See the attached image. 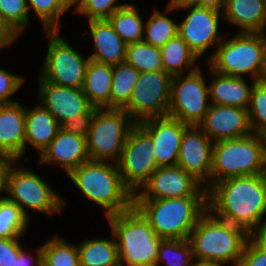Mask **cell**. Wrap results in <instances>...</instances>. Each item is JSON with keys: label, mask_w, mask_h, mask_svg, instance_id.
I'll return each mask as SVG.
<instances>
[{"label": "cell", "mask_w": 266, "mask_h": 266, "mask_svg": "<svg viewBox=\"0 0 266 266\" xmlns=\"http://www.w3.org/2000/svg\"><path fill=\"white\" fill-rule=\"evenodd\" d=\"M49 46L40 81L71 88H82L90 58H83L58 34V30L46 31Z\"/></svg>", "instance_id": "cell-12"}, {"label": "cell", "mask_w": 266, "mask_h": 266, "mask_svg": "<svg viewBox=\"0 0 266 266\" xmlns=\"http://www.w3.org/2000/svg\"><path fill=\"white\" fill-rule=\"evenodd\" d=\"M207 206L215 217L253 236L266 213V173L214 183L207 189Z\"/></svg>", "instance_id": "cell-1"}, {"label": "cell", "mask_w": 266, "mask_h": 266, "mask_svg": "<svg viewBox=\"0 0 266 266\" xmlns=\"http://www.w3.org/2000/svg\"><path fill=\"white\" fill-rule=\"evenodd\" d=\"M169 2L175 7L221 5V0H170Z\"/></svg>", "instance_id": "cell-45"}, {"label": "cell", "mask_w": 266, "mask_h": 266, "mask_svg": "<svg viewBox=\"0 0 266 266\" xmlns=\"http://www.w3.org/2000/svg\"><path fill=\"white\" fill-rule=\"evenodd\" d=\"M28 253H25L24 250L22 249L18 256L17 259H15V262L13 263V266H32L31 264V259L29 260L30 257H28L27 255ZM37 258L35 259L36 261V266H40V264L42 263V249L41 246L39 248H37ZM30 263V264H29Z\"/></svg>", "instance_id": "cell-46"}, {"label": "cell", "mask_w": 266, "mask_h": 266, "mask_svg": "<svg viewBox=\"0 0 266 266\" xmlns=\"http://www.w3.org/2000/svg\"><path fill=\"white\" fill-rule=\"evenodd\" d=\"M133 206L163 239H188L199 218L208 210L207 197L134 199Z\"/></svg>", "instance_id": "cell-2"}, {"label": "cell", "mask_w": 266, "mask_h": 266, "mask_svg": "<svg viewBox=\"0 0 266 266\" xmlns=\"http://www.w3.org/2000/svg\"><path fill=\"white\" fill-rule=\"evenodd\" d=\"M179 8L191 9L185 19L178 24V35L197 57H200L211 45H218L222 41L218 35L221 5L175 7L168 2L166 12Z\"/></svg>", "instance_id": "cell-14"}, {"label": "cell", "mask_w": 266, "mask_h": 266, "mask_svg": "<svg viewBox=\"0 0 266 266\" xmlns=\"http://www.w3.org/2000/svg\"><path fill=\"white\" fill-rule=\"evenodd\" d=\"M68 176L86 198L104 207L106 217L133 207L134 195L124 185L117 163L90 160Z\"/></svg>", "instance_id": "cell-3"}, {"label": "cell", "mask_w": 266, "mask_h": 266, "mask_svg": "<svg viewBox=\"0 0 266 266\" xmlns=\"http://www.w3.org/2000/svg\"><path fill=\"white\" fill-rule=\"evenodd\" d=\"M250 237L243 228L221 220L207 210L197 221L188 241L195 259L231 261L239 266L244 245Z\"/></svg>", "instance_id": "cell-4"}, {"label": "cell", "mask_w": 266, "mask_h": 266, "mask_svg": "<svg viewBox=\"0 0 266 266\" xmlns=\"http://www.w3.org/2000/svg\"><path fill=\"white\" fill-rule=\"evenodd\" d=\"M239 266H266V248L253 236L244 245Z\"/></svg>", "instance_id": "cell-40"}, {"label": "cell", "mask_w": 266, "mask_h": 266, "mask_svg": "<svg viewBox=\"0 0 266 266\" xmlns=\"http://www.w3.org/2000/svg\"><path fill=\"white\" fill-rule=\"evenodd\" d=\"M39 84L41 105L55 117L60 125L88 112L93 107L82 88L63 87L47 81H39Z\"/></svg>", "instance_id": "cell-19"}, {"label": "cell", "mask_w": 266, "mask_h": 266, "mask_svg": "<svg viewBox=\"0 0 266 266\" xmlns=\"http://www.w3.org/2000/svg\"><path fill=\"white\" fill-rule=\"evenodd\" d=\"M160 50L163 70L172 77L182 75L185 67H195L194 62L198 57L178 34L167 41Z\"/></svg>", "instance_id": "cell-28"}, {"label": "cell", "mask_w": 266, "mask_h": 266, "mask_svg": "<svg viewBox=\"0 0 266 266\" xmlns=\"http://www.w3.org/2000/svg\"><path fill=\"white\" fill-rule=\"evenodd\" d=\"M89 30L95 47V52L89 56L90 60L111 66L125 62L127 44L108 19L90 20Z\"/></svg>", "instance_id": "cell-22"}, {"label": "cell", "mask_w": 266, "mask_h": 266, "mask_svg": "<svg viewBox=\"0 0 266 266\" xmlns=\"http://www.w3.org/2000/svg\"><path fill=\"white\" fill-rule=\"evenodd\" d=\"M21 209L7 198L0 201V238H20L28 228V220Z\"/></svg>", "instance_id": "cell-33"}, {"label": "cell", "mask_w": 266, "mask_h": 266, "mask_svg": "<svg viewBox=\"0 0 266 266\" xmlns=\"http://www.w3.org/2000/svg\"><path fill=\"white\" fill-rule=\"evenodd\" d=\"M26 108L18 102L0 105V157L17 161L25 152Z\"/></svg>", "instance_id": "cell-20"}, {"label": "cell", "mask_w": 266, "mask_h": 266, "mask_svg": "<svg viewBox=\"0 0 266 266\" xmlns=\"http://www.w3.org/2000/svg\"><path fill=\"white\" fill-rule=\"evenodd\" d=\"M88 161L90 158L86 137L66 132L61 128L40 157V164L56 162L67 175Z\"/></svg>", "instance_id": "cell-21"}, {"label": "cell", "mask_w": 266, "mask_h": 266, "mask_svg": "<svg viewBox=\"0 0 266 266\" xmlns=\"http://www.w3.org/2000/svg\"><path fill=\"white\" fill-rule=\"evenodd\" d=\"M259 81L266 82V50H265V56H264V66H263V70L259 78Z\"/></svg>", "instance_id": "cell-51"}, {"label": "cell", "mask_w": 266, "mask_h": 266, "mask_svg": "<svg viewBox=\"0 0 266 266\" xmlns=\"http://www.w3.org/2000/svg\"><path fill=\"white\" fill-rule=\"evenodd\" d=\"M200 68H191L186 77L173 76L167 116L182 123L198 126L210 107L209 87L206 86Z\"/></svg>", "instance_id": "cell-10"}, {"label": "cell", "mask_w": 266, "mask_h": 266, "mask_svg": "<svg viewBox=\"0 0 266 266\" xmlns=\"http://www.w3.org/2000/svg\"><path fill=\"white\" fill-rule=\"evenodd\" d=\"M145 38L143 41L161 48L167 41L178 34V24L169 17L155 10L144 26Z\"/></svg>", "instance_id": "cell-35"}, {"label": "cell", "mask_w": 266, "mask_h": 266, "mask_svg": "<svg viewBox=\"0 0 266 266\" xmlns=\"http://www.w3.org/2000/svg\"><path fill=\"white\" fill-rule=\"evenodd\" d=\"M9 170V159L0 160V194L2 190L6 191L7 188V176ZM6 197L0 196V201L4 200Z\"/></svg>", "instance_id": "cell-47"}, {"label": "cell", "mask_w": 266, "mask_h": 266, "mask_svg": "<svg viewBox=\"0 0 266 266\" xmlns=\"http://www.w3.org/2000/svg\"><path fill=\"white\" fill-rule=\"evenodd\" d=\"M14 162L16 161L9 160L6 188L12 197L6 198L15 203L27 218L25 207L44 214L60 213L64 200L36 173L25 168H15L12 165Z\"/></svg>", "instance_id": "cell-9"}, {"label": "cell", "mask_w": 266, "mask_h": 266, "mask_svg": "<svg viewBox=\"0 0 266 266\" xmlns=\"http://www.w3.org/2000/svg\"><path fill=\"white\" fill-rule=\"evenodd\" d=\"M42 263L46 266H80L77 246L55 237L42 246Z\"/></svg>", "instance_id": "cell-32"}, {"label": "cell", "mask_w": 266, "mask_h": 266, "mask_svg": "<svg viewBox=\"0 0 266 266\" xmlns=\"http://www.w3.org/2000/svg\"><path fill=\"white\" fill-rule=\"evenodd\" d=\"M151 136L136 123L129 131L123 152L117 162L124 185L134 194L158 169Z\"/></svg>", "instance_id": "cell-11"}, {"label": "cell", "mask_w": 266, "mask_h": 266, "mask_svg": "<svg viewBox=\"0 0 266 266\" xmlns=\"http://www.w3.org/2000/svg\"><path fill=\"white\" fill-rule=\"evenodd\" d=\"M46 31L59 30L60 16L66 11L59 0H27Z\"/></svg>", "instance_id": "cell-37"}, {"label": "cell", "mask_w": 266, "mask_h": 266, "mask_svg": "<svg viewBox=\"0 0 266 266\" xmlns=\"http://www.w3.org/2000/svg\"><path fill=\"white\" fill-rule=\"evenodd\" d=\"M21 250L18 238H0V266H13Z\"/></svg>", "instance_id": "cell-43"}, {"label": "cell", "mask_w": 266, "mask_h": 266, "mask_svg": "<svg viewBox=\"0 0 266 266\" xmlns=\"http://www.w3.org/2000/svg\"><path fill=\"white\" fill-rule=\"evenodd\" d=\"M83 1L84 0H59L61 6L65 10H68L71 6H73L76 3L77 8H76V11H74V12H78L81 9V7L83 5Z\"/></svg>", "instance_id": "cell-49"}, {"label": "cell", "mask_w": 266, "mask_h": 266, "mask_svg": "<svg viewBox=\"0 0 266 266\" xmlns=\"http://www.w3.org/2000/svg\"><path fill=\"white\" fill-rule=\"evenodd\" d=\"M23 81V77L11 74L5 69H0V105L16 102L9 99V97L20 88Z\"/></svg>", "instance_id": "cell-42"}, {"label": "cell", "mask_w": 266, "mask_h": 266, "mask_svg": "<svg viewBox=\"0 0 266 266\" xmlns=\"http://www.w3.org/2000/svg\"><path fill=\"white\" fill-rule=\"evenodd\" d=\"M172 76L164 70L140 73L128 104L123 108L135 123L167 116Z\"/></svg>", "instance_id": "cell-13"}, {"label": "cell", "mask_w": 266, "mask_h": 266, "mask_svg": "<svg viewBox=\"0 0 266 266\" xmlns=\"http://www.w3.org/2000/svg\"><path fill=\"white\" fill-rule=\"evenodd\" d=\"M194 257L188 239H162L156 266L163 261L167 266H193ZM192 260V261H191Z\"/></svg>", "instance_id": "cell-34"}, {"label": "cell", "mask_w": 266, "mask_h": 266, "mask_svg": "<svg viewBox=\"0 0 266 266\" xmlns=\"http://www.w3.org/2000/svg\"><path fill=\"white\" fill-rule=\"evenodd\" d=\"M198 126L213 142L253 134L247 109L239 107L210 104Z\"/></svg>", "instance_id": "cell-18"}, {"label": "cell", "mask_w": 266, "mask_h": 266, "mask_svg": "<svg viewBox=\"0 0 266 266\" xmlns=\"http://www.w3.org/2000/svg\"><path fill=\"white\" fill-rule=\"evenodd\" d=\"M96 108L92 107L88 112L75 116L69 121H65L60 125L61 129L80 135L87 138L88 133L90 132L93 119L95 117Z\"/></svg>", "instance_id": "cell-41"}, {"label": "cell", "mask_w": 266, "mask_h": 266, "mask_svg": "<svg viewBox=\"0 0 266 266\" xmlns=\"http://www.w3.org/2000/svg\"><path fill=\"white\" fill-rule=\"evenodd\" d=\"M152 138L158 167L175 166L178 162L181 138L189 126L169 116L149 118L138 123Z\"/></svg>", "instance_id": "cell-17"}, {"label": "cell", "mask_w": 266, "mask_h": 266, "mask_svg": "<svg viewBox=\"0 0 266 266\" xmlns=\"http://www.w3.org/2000/svg\"><path fill=\"white\" fill-rule=\"evenodd\" d=\"M59 122L42 105L29 110L25 118L26 142L37 148L40 154L48 147L60 129Z\"/></svg>", "instance_id": "cell-25"}, {"label": "cell", "mask_w": 266, "mask_h": 266, "mask_svg": "<svg viewBox=\"0 0 266 266\" xmlns=\"http://www.w3.org/2000/svg\"><path fill=\"white\" fill-rule=\"evenodd\" d=\"M20 33L0 15V48L14 42Z\"/></svg>", "instance_id": "cell-44"}, {"label": "cell", "mask_w": 266, "mask_h": 266, "mask_svg": "<svg viewBox=\"0 0 266 266\" xmlns=\"http://www.w3.org/2000/svg\"><path fill=\"white\" fill-rule=\"evenodd\" d=\"M125 62L140 73L163 70L160 48L144 41L127 45Z\"/></svg>", "instance_id": "cell-31"}, {"label": "cell", "mask_w": 266, "mask_h": 266, "mask_svg": "<svg viewBox=\"0 0 266 266\" xmlns=\"http://www.w3.org/2000/svg\"><path fill=\"white\" fill-rule=\"evenodd\" d=\"M247 111L252 132L266 136V82L254 84Z\"/></svg>", "instance_id": "cell-36"}, {"label": "cell", "mask_w": 266, "mask_h": 266, "mask_svg": "<svg viewBox=\"0 0 266 266\" xmlns=\"http://www.w3.org/2000/svg\"><path fill=\"white\" fill-rule=\"evenodd\" d=\"M117 0H84L80 14L85 15L88 20L108 19L114 12L121 9L123 5H115Z\"/></svg>", "instance_id": "cell-39"}, {"label": "cell", "mask_w": 266, "mask_h": 266, "mask_svg": "<svg viewBox=\"0 0 266 266\" xmlns=\"http://www.w3.org/2000/svg\"><path fill=\"white\" fill-rule=\"evenodd\" d=\"M223 19L239 26L240 33H264L266 0H221Z\"/></svg>", "instance_id": "cell-23"}, {"label": "cell", "mask_w": 266, "mask_h": 266, "mask_svg": "<svg viewBox=\"0 0 266 266\" xmlns=\"http://www.w3.org/2000/svg\"><path fill=\"white\" fill-rule=\"evenodd\" d=\"M200 185L198 180L177 165L158 167L142 187L144 191L134 194V199L207 197V187L200 188Z\"/></svg>", "instance_id": "cell-15"}, {"label": "cell", "mask_w": 266, "mask_h": 266, "mask_svg": "<svg viewBox=\"0 0 266 266\" xmlns=\"http://www.w3.org/2000/svg\"><path fill=\"white\" fill-rule=\"evenodd\" d=\"M80 266H119L116 239H88L77 246Z\"/></svg>", "instance_id": "cell-27"}, {"label": "cell", "mask_w": 266, "mask_h": 266, "mask_svg": "<svg viewBox=\"0 0 266 266\" xmlns=\"http://www.w3.org/2000/svg\"><path fill=\"white\" fill-rule=\"evenodd\" d=\"M213 145L214 142L212 143V140L199 126L189 125L184 130L181 138L177 162L178 167L191 174L200 183H203L205 177H207L206 179H209L206 180L207 189L210 188Z\"/></svg>", "instance_id": "cell-16"}, {"label": "cell", "mask_w": 266, "mask_h": 266, "mask_svg": "<svg viewBox=\"0 0 266 266\" xmlns=\"http://www.w3.org/2000/svg\"><path fill=\"white\" fill-rule=\"evenodd\" d=\"M197 262H193V266H223L224 263L219 261H209L196 259Z\"/></svg>", "instance_id": "cell-50"}, {"label": "cell", "mask_w": 266, "mask_h": 266, "mask_svg": "<svg viewBox=\"0 0 266 266\" xmlns=\"http://www.w3.org/2000/svg\"><path fill=\"white\" fill-rule=\"evenodd\" d=\"M253 237L266 248V219L260 226V229L253 235Z\"/></svg>", "instance_id": "cell-48"}, {"label": "cell", "mask_w": 266, "mask_h": 266, "mask_svg": "<svg viewBox=\"0 0 266 266\" xmlns=\"http://www.w3.org/2000/svg\"><path fill=\"white\" fill-rule=\"evenodd\" d=\"M135 124L124 109L96 108L86 138L90 160L106 162V159H113L114 163H117L129 131Z\"/></svg>", "instance_id": "cell-8"}, {"label": "cell", "mask_w": 266, "mask_h": 266, "mask_svg": "<svg viewBox=\"0 0 266 266\" xmlns=\"http://www.w3.org/2000/svg\"><path fill=\"white\" fill-rule=\"evenodd\" d=\"M28 9L27 0H0V15L19 33L28 25Z\"/></svg>", "instance_id": "cell-38"}, {"label": "cell", "mask_w": 266, "mask_h": 266, "mask_svg": "<svg viewBox=\"0 0 266 266\" xmlns=\"http://www.w3.org/2000/svg\"><path fill=\"white\" fill-rule=\"evenodd\" d=\"M266 173V136L251 134L214 142L210 187L231 178Z\"/></svg>", "instance_id": "cell-5"}, {"label": "cell", "mask_w": 266, "mask_h": 266, "mask_svg": "<svg viewBox=\"0 0 266 266\" xmlns=\"http://www.w3.org/2000/svg\"><path fill=\"white\" fill-rule=\"evenodd\" d=\"M140 77V72L132 65L122 62L113 66L110 109H123Z\"/></svg>", "instance_id": "cell-29"}, {"label": "cell", "mask_w": 266, "mask_h": 266, "mask_svg": "<svg viewBox=\"0 0 266 266\" xmlns=\"http://www.w3.org/2000/svg\"><path fill=\"white\" fill-rule=\"evenodd\" d=\"M107 219L112 236L116 239L121 266H125V263L127 266L156 265L163 238L155 234L149 222L134 206Z\"/></svg>", "instance_id": "cell-6"}, {"label": "cell", "mask_w": 266, "mask_h": 266, "mask_svg": "<svg viewBox=\"0 0 266 266\" xmlns=\"http://www.w3.org/2000/svg\"><path fill=\"white\" fill-rule=\"evenodd\" d=\"M264 33H238L235 37L221 41L208 63L220 74L241 77L252 75L258 81L264 66L266 36Z\"/></svg>", "instance_id": "cell-7"}, {"label": "cell", "mask_w": 266, "mask_h": 266, "mask_svg": "<svg viewBox=\"0 0 266 266\" xmlns=\"http://www.w3.org/2000/svg\"><path fill=\"white\" fill-rule=\"evenodd\" d=\"M210 72L217 76L208 86L209 96L213 100L211 104L248 109L251 92L257 81L254 80L250 87L241 77L223 75L211 68Z\"/></svg>", "instance_id": "cell-24"}, {"label": "cell", "mask_w": 266, "mask_h": 266, "mask_svg": "<svg viewBox=\"0 0 266 266\" xmlns=\"http://www.w3.org/2000/svg\"><path fill=\"white\" fill-rule=\"evenodd\" d=\"M115 32L128 45L143 41L144 25L136 6L125 4L109 18Z\"/></svg>", "instance_id": "cell-30"}, {"label": "cell", "mask_w": 266, "mask_h": 266, "mask_svg": "<svg viewBox=\"0 0 266 266\" xmlns=\"http://www.w3.org/2000/svg\"><path fill=\"white\" fill-rule=\"evenodd\" d=\"M112 76L113 66L88 62L82 90L93 107L110 109Z\"/></svg>", "instance_id": "cell-26"}]
</instances>
